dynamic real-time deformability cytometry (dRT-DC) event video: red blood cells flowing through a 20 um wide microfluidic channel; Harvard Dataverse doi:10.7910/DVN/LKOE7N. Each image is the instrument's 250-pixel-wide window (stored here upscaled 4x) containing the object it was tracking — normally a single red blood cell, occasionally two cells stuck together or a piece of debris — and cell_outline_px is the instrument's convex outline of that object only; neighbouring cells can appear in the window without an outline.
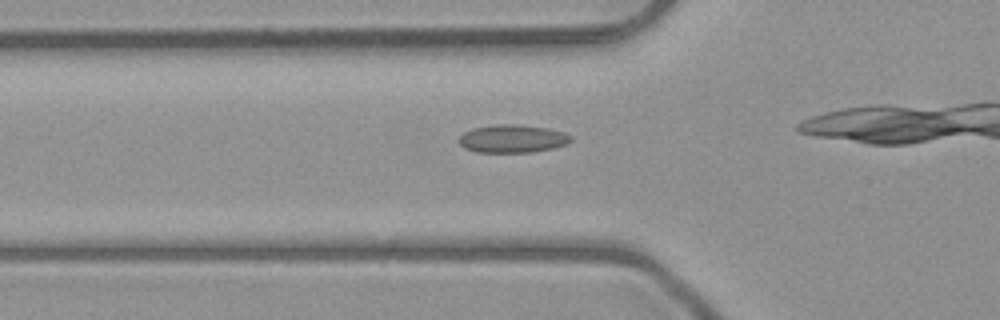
{"species": "common noctule bat (a hibernating species)", "species_latin": "Nyctalus noctula", "temperature_condition": "room temperature", "stored_images_in_passage": 8, "camera_frame_rate_fps": 3000, "um_per_image_px": 0.085, "animal": {"sex": "male", "body_mass_g": 23.1, "forearm_length_mm": 52.7}, "frame": {"image": 1, "passage_image": 3, "time_ms": 0.667, "image_size_px": [1000, 320], "cell_outline_px": [[572, 140], [564, 144], [552, 148], [532, 152], [476, 152], [464, 148], [456, 140], [464, 132], [472, 128], [496, 124], [516, 124], [548, 128], [564, 132], [572, 136]], "centroid_in_image_um": [43.52, 11.78], "position_along_channel_um": 82.3, "area_um2": 18.32}}
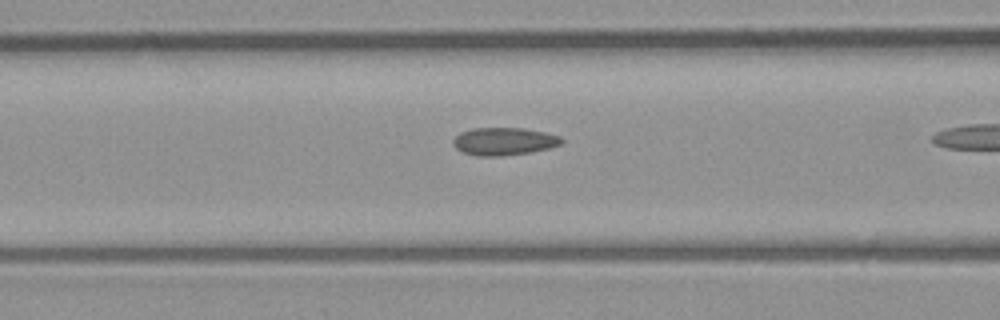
{"frame": {"image": 2, "passage_image": 6, "time_ms": 1.667, "image_size_px": [1000, 320], "cell_outline_px": [[564, 140], [560, 144], [548, 148], [528, 152], [500, 156], [476, 156], [464, 152], [456, 148], [452, 144], [452, 140], [460, 132], [472, 128], [524, 128], [544, 132], [560, 136]], "centroid_in_image_um": [42.8, 12.01], "position_along_channel_um": 123.8, "area_um2": 17.4}}